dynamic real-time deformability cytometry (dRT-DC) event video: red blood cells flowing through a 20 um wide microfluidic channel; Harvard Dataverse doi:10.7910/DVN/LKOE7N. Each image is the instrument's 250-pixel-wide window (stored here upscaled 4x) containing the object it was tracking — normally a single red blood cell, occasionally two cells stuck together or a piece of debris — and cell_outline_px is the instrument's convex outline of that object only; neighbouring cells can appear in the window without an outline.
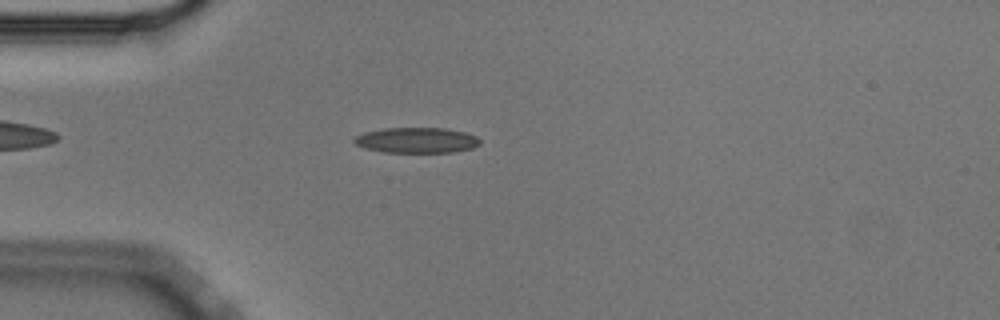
{"species": "Egyptian fruit bat (a non-hibernating species)", "species_latin": "Rousettus aegyptiacus", "temperature_condition": "cold", "stored_images_in_passage": 47, "camera_frame_rate_fps": 3000, "um_per_image_px": 0.085, "animal": {"sex": "male"}, "frame": {"image": 1, "passage_image": 6, "time_ms": 1.667, "image_size_px": [1000, 320], "cell_outline_px": [[480, 144], [472, 148], [452, 152], [384, 152], [364, 148], [356, 144], [352, 140], [356, 136], [364, 132], [384, 128], [444, 128], [464, 132], [476, 136], [480, 140]], "centroid_in_image_um": [35.4, 11.92], "position_along_channel_um": 49.6, "area_um2": 18.61}}
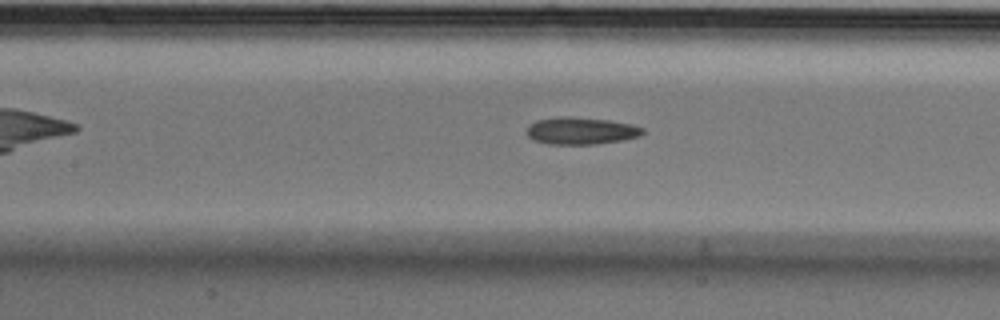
{"frame": {"image": 2, "passage_image": 16, "time_ms": 5.0, "image_size_px": [1000, 320], "cell_outline_px": [[644, 132], [640, 136], [624, 140], [596, 144], [548, 144], [532, 140], [528, 136], [528, 124], [536, 120], [560, 116], [568, 116], [608, 120], [632, 124], [644, 128]], "centroid_in_image_um": [49.38, 11.12], "position_along_channel_um": 158.0, "area_um2": 18.5}}
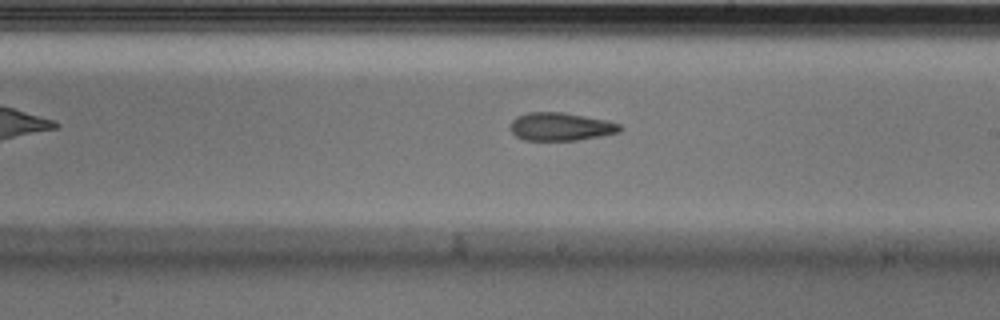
{"frame": {"image": 3, "passage_image": 23, "time_ms": 7.333, "image_size_px": [1000, 320], "cell_outline_px": [[624, 128], [620, 132], [600, 136], [576, 140], [524, 140], [516, 136], [512, 132], [512, 120], [516, 116], [528, 112], [560, 112], [584, 116], [604, 120], [620, 124]], "centroid_in_image_um": [47.67, 10.76], "position_along_channel_um": 241.3, "area_um2": 17.74}, "authors_computed_cell_mechanics": {"area_um2": 18.496, "velocity_mm_per_s": 3.5814, "shape_relaxation_time_tau1_ms": null, "shape_relaxation_time_tau2_ms": 6.8061, "deformation_change_tau1": null, "deformation_change_tau2": 0.1659}}